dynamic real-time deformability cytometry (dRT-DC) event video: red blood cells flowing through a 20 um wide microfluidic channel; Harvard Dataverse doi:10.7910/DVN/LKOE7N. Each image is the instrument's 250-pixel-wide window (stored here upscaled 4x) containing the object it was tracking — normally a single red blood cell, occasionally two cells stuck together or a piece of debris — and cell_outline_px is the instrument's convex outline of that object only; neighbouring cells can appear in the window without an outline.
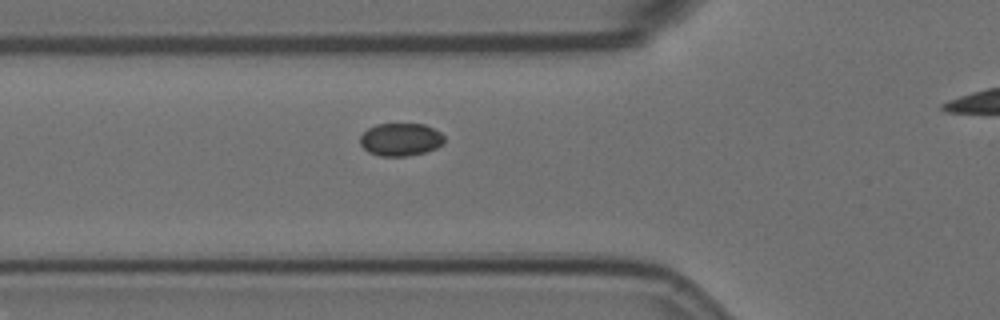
{"species": "Egyptian fruit bat (a non-hibernating species)", "species_latin": "Rousettus aegyptiacus", "temperature_condition": "room temperature", "stored_images_in_passage": 6, "camera_frame_rate_fps": 3000, "um_per_image_px": 0.085, "animal": {"sex": "female"}, "frame": {"image": 1, "passage_image": 6, "time_ms": 1.667, "image_size_px": [1000, 320], "cell_outline_px": [[444, 144], [436, 148], [424, 152], [408, 156], [380, 156], [368, 152], [360, 144], [360, 136], [368, 128], [376, 124], [424, 124], [440, 132], [444, 136]], "centroid_in_image_um": [34.05, 11.86], "position_along_channel_um": 91.8, "area_um2": 16.13}}